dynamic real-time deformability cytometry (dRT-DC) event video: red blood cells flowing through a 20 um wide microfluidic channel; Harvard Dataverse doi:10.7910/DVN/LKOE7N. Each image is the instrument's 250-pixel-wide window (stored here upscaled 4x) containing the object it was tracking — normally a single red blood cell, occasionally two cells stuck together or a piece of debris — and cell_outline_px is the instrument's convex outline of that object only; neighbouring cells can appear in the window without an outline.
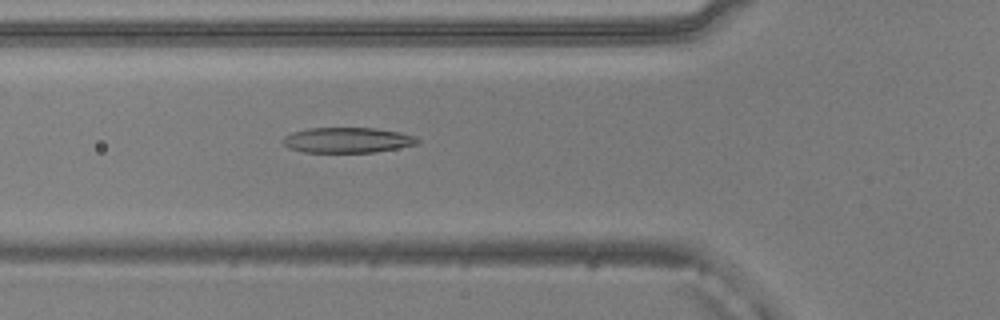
{"species": "common noctule bat (a hibernating species)", "species_latin": "Nyctalus noctula", "temperature_condition": "warm", "stored_images_in_passage": 51, "camera_frame_rate_fps": 3000, "um_per_image_px": 0.085, "animal": {"sex": "male", "body_mass_g": 20.5, "forearm_length_mm": 52.5}, "frame": {"image": 1, "passage_image": 17, "time_ms": 5.333, "image_size_px": [1000, 320], "cell_outline_px": [[420, 144], [376, 152], [304, 152], [288, 148], [280, 140], [284, 136], [292, 132], [308, 128], [376, 128], [400, 132], [412, 136], [420, 140]], "centroid_in_image_um": [29.52, 11.91], "position_along_channel_um": 96.3, "area_um2": 20.0}}
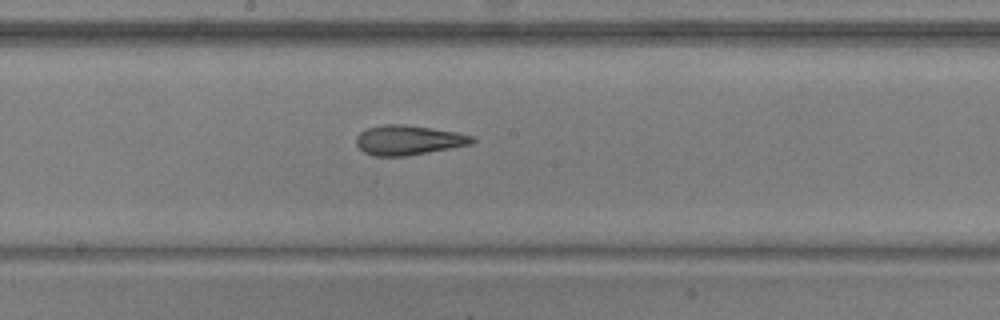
{"frame": {"image": 2, "passage_image": 26, "time_ms": 8.333, "image_size_px": [1000, 320], "cell_outline_px": [[476, 140], [472, 144], [404, 156], [376, 156], [364, 152], [356, 144], [356, 136], [360, 132], [368, 128], [384, 124], [404, 124], [432, 128], [456, 132], [476, 136]], "centroid_in_image_um": [34.73, 11.9], "position_along_channel_um": 213.5, "area_um2": 20.0}}
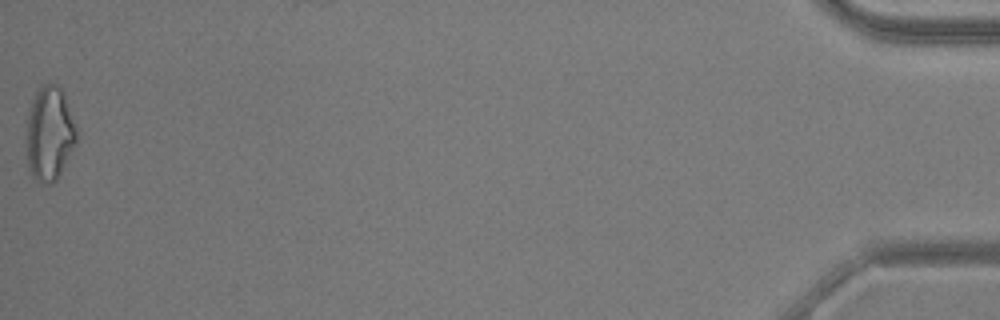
{"frame": {"image": 3, "passage_image": 51, "time_ms": 16.667, "image_size_px": [1000, 320], "cell_outline_px": [[80, 132], [76, 144], [60, 176], [52, 184], [40, 184], [32, 176], [28, 168], [24, 140], [28, 108], [40, 84], [56, 84], [60, 88], [64, 96]], "centroid_in_image_um": [4.19, 11.4], "position_along_channel_um": 431.0, "area_um2": 28.73}, "authors_computed_cell_mechanics": {"area_um2": 21.2704, "velocity_mm_per_s": 3.8846, "shape_relaxation_time_tau1_ms": 5.5488, "shape_relaxation_time_tau2_ms": 3.141, "deformation_change_tau1": 0.1949, "deformation_change_tau2": 0.1492}}